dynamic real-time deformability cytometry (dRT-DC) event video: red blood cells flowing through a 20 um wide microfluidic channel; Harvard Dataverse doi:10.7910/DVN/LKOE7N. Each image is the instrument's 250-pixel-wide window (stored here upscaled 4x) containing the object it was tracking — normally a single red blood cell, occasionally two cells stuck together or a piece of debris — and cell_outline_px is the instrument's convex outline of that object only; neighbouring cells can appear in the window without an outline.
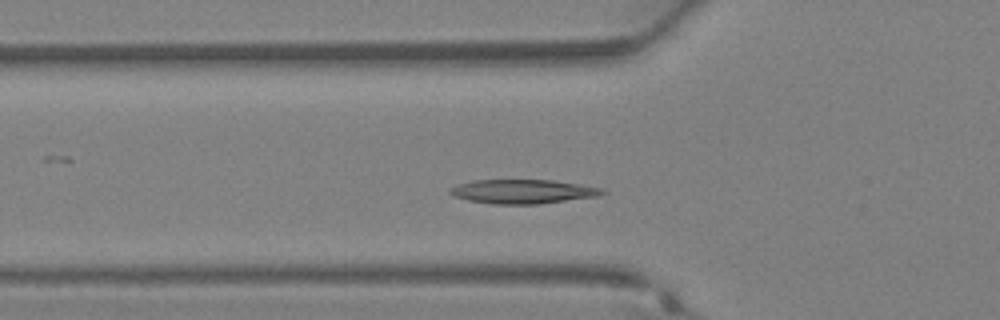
{"species": "Egyptian fruit bat (a non-hibernating species)", "species_latin": "Rousettus aegyptiacus", "temperature_condition": "warm", "stored_images_in_passage": 32, "camera_frame_rate_fps": 3000, "um_per_image_px": 0.085, "animal": {"sex": "female"}, "frame": {"image": 1, "passage_image": 7, "time_ms": 2.0, "image_size_px": [1000, 320], "cell_outline_px": [[608, 192], [600, 196], [536, 204], [492, 204], [468, 200], [456, 196], [448, 192], [448, 188], [472, 180], [552, 180], [580, 184], [604, 188]], "centroid_in_image_um": [44.49, 16.27], "position_along_channel_um": 81.3, "area_um2": 21.44}}
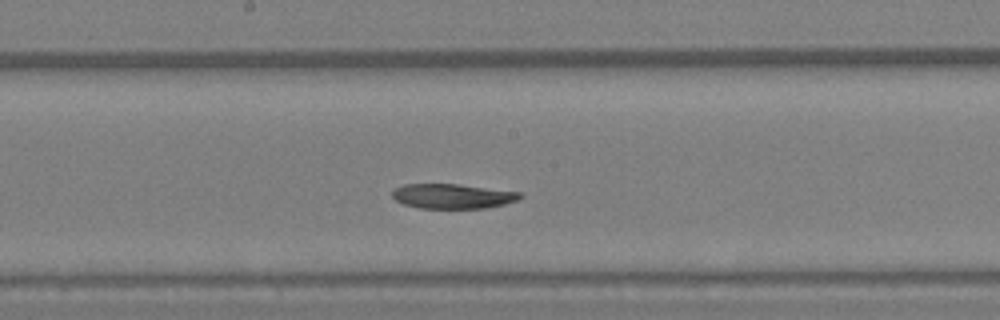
{"frame": {"image": 2, "passage_image": 14, "time_ms": 4.333, "image_size_px": [1000, 320], "cell_outline_px": [[524, 196], [516, 200], [504, 204], [484, 208], [420, 208], [404, 204], [396, 200], [392, 196], [392, 192], [396, 188], [404, 184], [456, 184], [520, 192]], "centroid_in_image_um": [38.46, 16.67], "position_along_channel_um": 209.7, "area_um2": 18.21}}
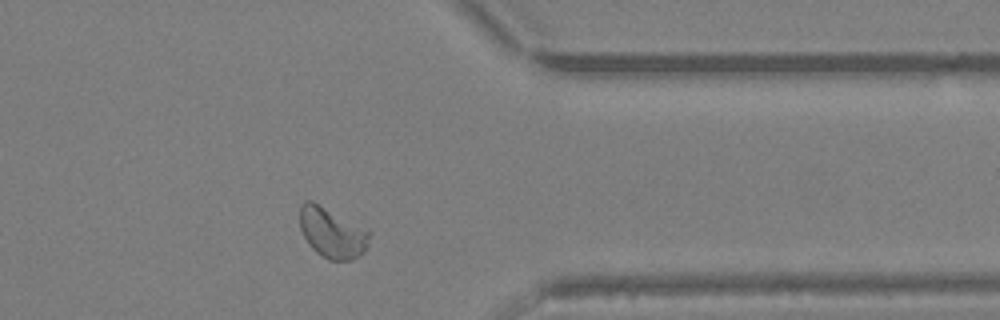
{"frame": {"image": 3, "passage_image": 24, "time_ms": 7.667, "image_size_px": [1000, 320], "cell_outline_px": [[372, 232], [368, 244], [364, 252], [352, 260], [328, 260], [316, 252], [308, 244], [300, 228], [300, 204], [304, 200], [312, 200], [368, 228]], "centroid_in_image_um": [28.25, 19.76], "position_along_channel_um": 383.1, "area_um2": 20.87}}